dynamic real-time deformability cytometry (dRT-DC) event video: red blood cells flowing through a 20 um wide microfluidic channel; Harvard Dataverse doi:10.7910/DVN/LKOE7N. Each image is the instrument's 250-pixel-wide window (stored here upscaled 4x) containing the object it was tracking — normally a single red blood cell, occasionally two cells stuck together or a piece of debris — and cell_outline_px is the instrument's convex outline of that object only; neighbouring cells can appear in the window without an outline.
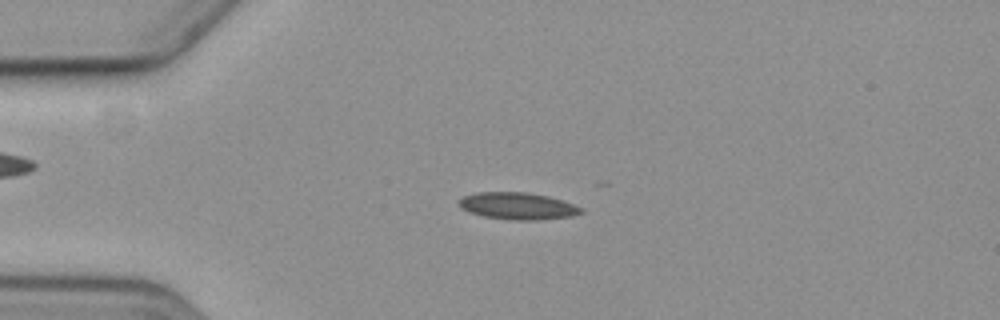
{"species": "common noctule bat (a hibernating species)", "species_latin": "Nyctalus noctula", "temperature_condition": "cold", "stored_images_in_passage": 5, "camera_frame_rate_fps": 3000, "um_per_image_px": 0.085, "animal": {"sex": "female", "body_mass_g": 19.3, "forearm_length_mm": 54.1}, "frame": {"image": 1, "passage_image": 4, "time_ms": 3.667, "image_size_px": [1000, 320], "cell_outline_px": [[584, 212], [572, 216], [540, 220], [512, 220], [484, 216], [468, 212], [460, 208], [460, 200], [464, 196], [476, 192], [528, 192], [548, 196], [584, 208]], "centroid_in_image_um": [44.02, 17.51], "position_along_channel_um": 41.0, "area_um2": 19.19}}